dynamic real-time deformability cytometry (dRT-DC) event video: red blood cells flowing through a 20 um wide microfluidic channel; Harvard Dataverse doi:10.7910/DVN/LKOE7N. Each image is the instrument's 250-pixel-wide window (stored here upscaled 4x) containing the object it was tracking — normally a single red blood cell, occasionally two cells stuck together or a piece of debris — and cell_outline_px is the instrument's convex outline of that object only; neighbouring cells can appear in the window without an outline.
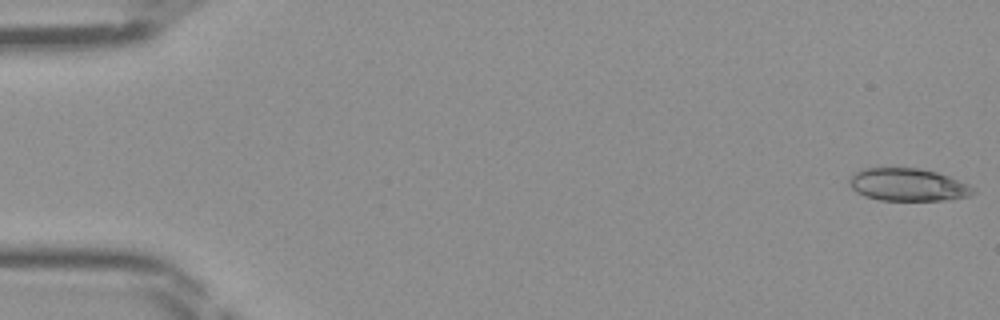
{"species": "Egyptian fruit bat (a non-hibernating species)", "species_latin": "Rousettus aegyptiacus", "temperature_condition": "room temperature", "stored_images_in_passage": 46, "camera_frame_rate_fps": 3000, "um_per_image_px": 0.085, "frame": {"image": 1, "passage_image": 1, "time_ms": 0.0, "image_size_px": [1000, 320], "cell_outline_px": [[976, 192], [972, 196], [952, 200], [880, 200], [864, 196], [856, 192], [848, 184], [848, 180], [856, 172], [864, 168], [916, 168], [936, 172], [948, 176], [968, 184]], "centroid_in_image_um": [77.18, 15.71], "position_along_channel_um": 7.8, "area_um2": 23.58}}
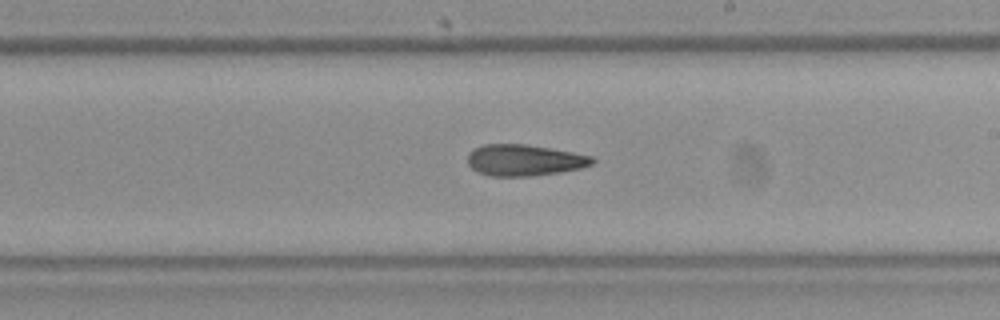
{"frame": {"image": 2, "passage_image": 27, "time_ms": 8.667, "image_size_px": [1000, 320], "cell_outline_px": [[596, 160], [592, 164], [580, 168], [560, 172], [528, 176], [488, 176], [476, 172], [468, 164], [468, 152], [472, 148], [484, 144], [528, 144], [552, 148], [592, 156]], "centroid_in_image_um": [44.53, 13.61], "position_along_channel_um": 244.5, "area_um2": 22.95}}
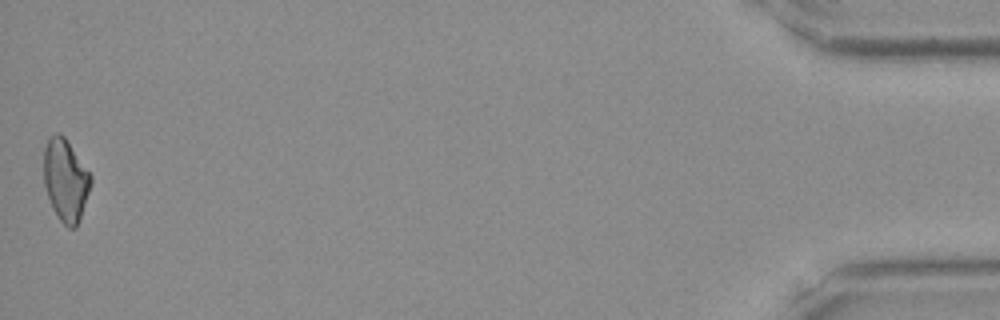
{"frame": {"image": 3, "passage_image": 46, "time_ms": 15.0, "image_size_px": [1000, 320], "cell_outline_px": [[92, 184], [76, 228], [68, 228], [60, 220], [52, 208], [44, 184], [44, 148], [48, 140], [56, 132], [60, 132], [64, 136], [92, 176]], "centroid_in_image_um": [5.58, 15.31], "position_along_channel_um": 429.6, "area_um2": 22.37}}